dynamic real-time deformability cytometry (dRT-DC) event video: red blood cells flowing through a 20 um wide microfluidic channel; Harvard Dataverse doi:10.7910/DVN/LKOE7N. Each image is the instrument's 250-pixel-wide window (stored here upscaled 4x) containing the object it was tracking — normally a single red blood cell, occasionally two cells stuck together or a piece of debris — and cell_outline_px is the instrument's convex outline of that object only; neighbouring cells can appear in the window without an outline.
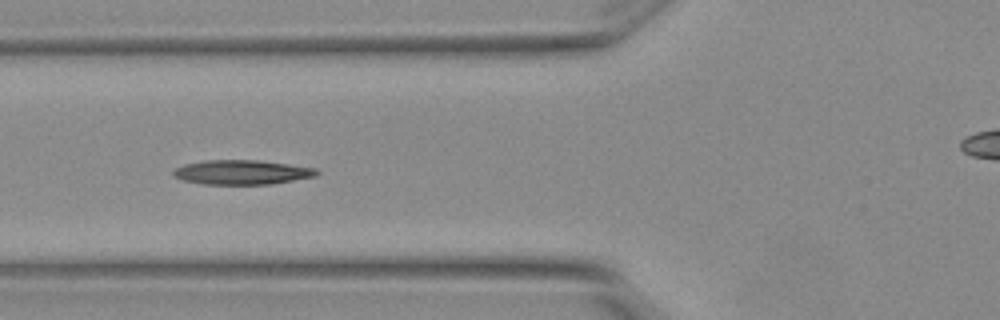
{"species": "Egyptian fruit bat (a non-hibernating species)", "species_latin": "Rousettus aegyptiacus", "temperature_condition": "warm", "stored_images_in_passage": 8, "segment_of_instrument_passage": [1, 2], "camera_frame_rate_fps": 3000, "um_per_image_px": 0.085, "animal": {"sex": "female"}, "frame": {"image": 1, "passage_image": 6, "time_ms": 1.667, "image_size_px": [1000, 320], "cell_outline_px": [[320, 172], [316, 176], [272, 184], [204, 184], [184, 180], [172, 176], [172, 172], [176, 168], [184, 164], [208, 160], [260, 160], [316, 168]], "centroid_in_image_um": [20.57, 14.64], "position_along_channel_um": 105.2, "area_um2": 20.4}}
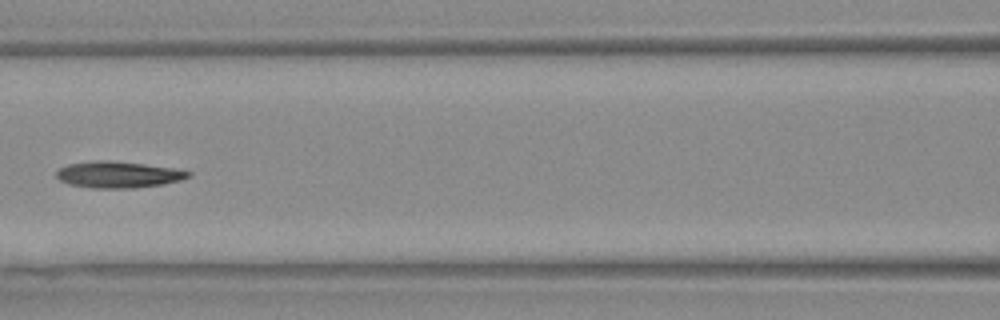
{"frame": {"image": 2, "passage_image": 7, "time_ms": 2.0, "image_size_px": [1000, 320], "cell_outline_px": [[192, 176], [180, 180], [164, 184], [132, 188], [92, 188], [68, 184], [60, 180], [56, 176], [56, 172], [60, 168], [68, 164], [104, 160], [144, 164], [172, 168], [192, 172]], "centroid_in_image_um": [10.06, 14.85], "position_along_channel_um": 156.5, "area_um2": 20.11}}